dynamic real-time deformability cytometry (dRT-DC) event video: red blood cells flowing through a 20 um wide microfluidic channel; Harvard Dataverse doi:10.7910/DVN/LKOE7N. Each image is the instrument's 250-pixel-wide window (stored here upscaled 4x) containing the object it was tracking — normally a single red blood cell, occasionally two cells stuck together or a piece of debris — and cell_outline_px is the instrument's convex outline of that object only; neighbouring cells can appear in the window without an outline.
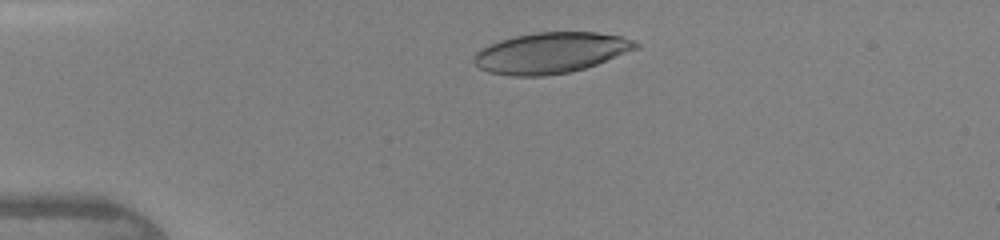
{"species": "human", "species_latin": "Homo sapiens", "temperature_condition": "warm", "stored_images_in_passage": 39, "camera_frame_rate_fps": 3000, "um_per_image_px": 0.085, "donor": {"sex": "female"}, "frame": {"image": 1, "passage_image": 6, "time_ms": 1.667, "image_size_px": [1000, 240], "cell_outline_px": [[640, 48], [596, 64], [584, 68], [568, 72], [544, 76], [512, 76], [488, 72], [480, 68], [472, 60], [476, 52], [480, 48], [500, 40], [516, 36], [536, 32], [596, 32], [620, 36], [632, 40], [640, 44]], "centroid_in_image_um": [46.81, 4.49], "position_along_channel_um": 38.2, "area_um2": 38.38}}
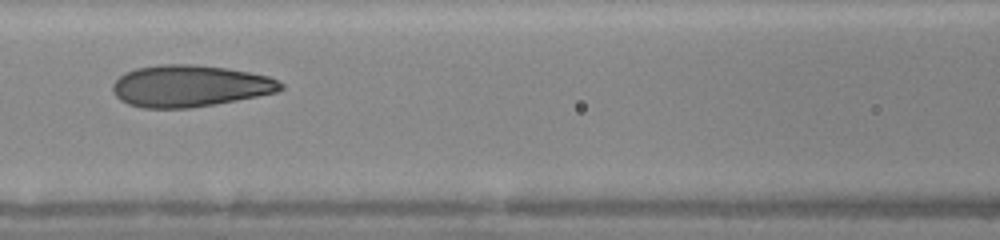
{"frame": {"image": 2, "passage_image": 16, "time_ms": 5.0, "image_size_px": [1000, 240], "cell_outline_px": [[284, 88], [276, 92], [216, 104], [188, 108], [140, 108], [128, 104], [120, 100], [112, 92], [112, 84], [124, 72], [136, 68], [164, 64], [192, 64], [228, 68], [268, 76], [284, 84]], "centroid_in_image_um": [16.1, 7.31], "position_along_channel_um": 150.5, "area_um2": 40.86}}
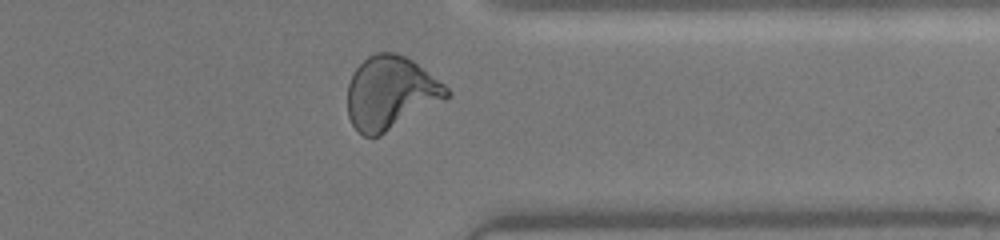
{"frame": {"image": 3, "passage_image": 31, "time_ms": 10.0, "image_size_px": [1000, 240], "cell_outline_px": [[452, 92], [444, 100], [380, 136], [364, 136], [352, 124], [348, 116], [348, 84], [352, 72], [368, 56], [376, 52], [396, 52], [412, 60], [444, 84]], "centroid_in_image_um": [33.19, 7.89], "position_along_channel_um": 378.2, "area_um2": 42.08}}